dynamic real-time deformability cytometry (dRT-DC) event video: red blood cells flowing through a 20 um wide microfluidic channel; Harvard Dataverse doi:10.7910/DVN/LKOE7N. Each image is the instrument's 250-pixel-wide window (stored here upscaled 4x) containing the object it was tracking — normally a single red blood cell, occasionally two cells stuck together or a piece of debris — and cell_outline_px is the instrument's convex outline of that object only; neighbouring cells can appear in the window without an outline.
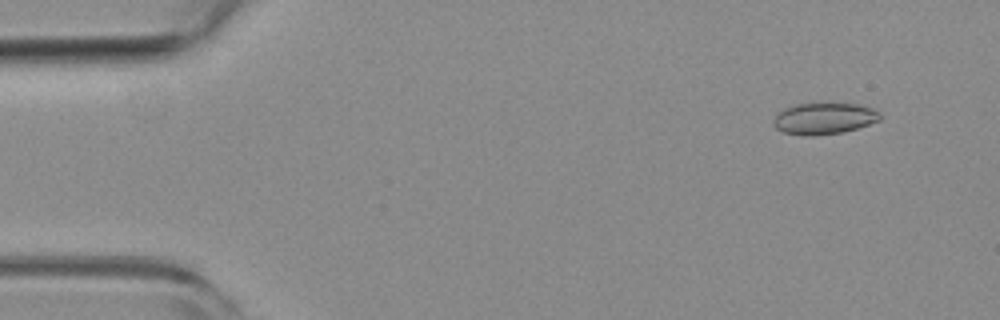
{"species": "common noctule bat (a hibernating species)", "species_latin": "Nyctalus noctula", "temperature_condition": "room temperature", "stored_images_in_passage": 55, "camera_frame_rate_fps": 3000, "um_per_image_px": 0.085, "animal": {"sex": "female", "body_mass_g": 19.3, "forearm_length_mm": 54.1}, "frame": {"image": 1, "passage_image": 5, "time_ms": 1.333, "image_size_px": [1000, 320], "cell_outline_px": [[880, 120], [844, 132], [812, 136], [804, 136], [784, 132], [776, 128], [772, 124], [772, 120], [784, 108], [796, 104], [856, 104], [872, 108], [880, 112]], "centroid_in_image_um": [70.02, 10.08], "position_along_channel_um": 15.0, "area_um2": 19.36}}
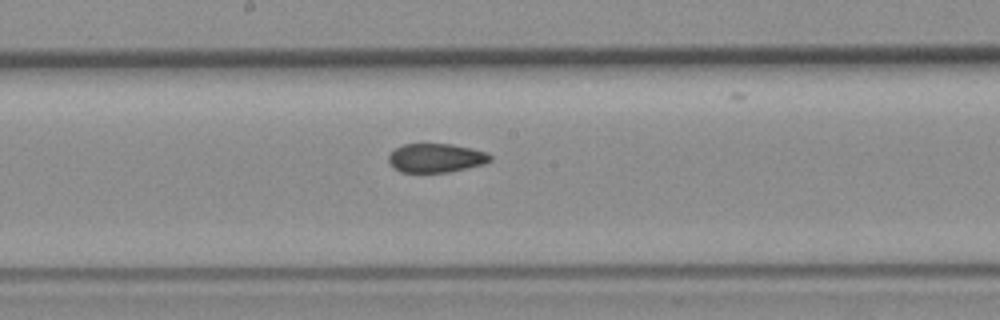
{"frame": {"image": 2, "passage_image": 29, "time_ms": 9.333, "image_size_px": [1000, 320], "cell_outline_px": [[492, 160], [484, 164], [468, 168], [448, 172], [400, 172], [392, 168], [388, 160], [388, 156], [396, 148], [404, 144], [452, 144], [472, 148], [488, 152], [492, 156]], "centroid_in_image_um": [37.08, 13.43], "position_along_channel_um": 211.1, "area_um2": 17.28}}
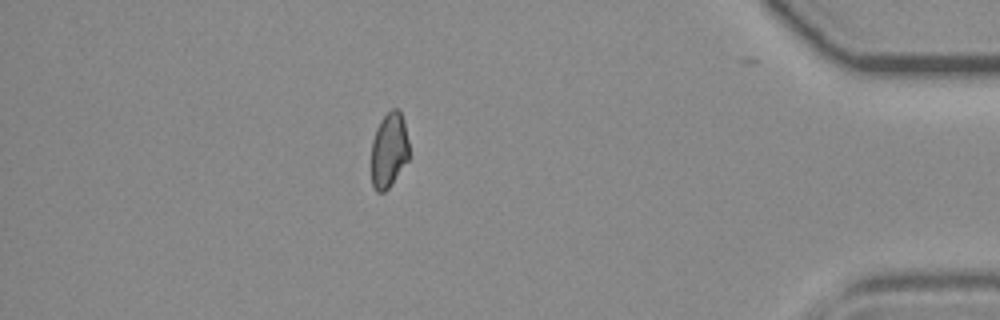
{"frame": {"image": 3, "passage_image": 48, "time_ms": 15.667, "image_size_px": [1000, 320], "cell_outline_px": [[408, 160], [388, 188], [384, 192], [376, 192], [372, 184], [372, 140], [376, 128], [380, 120], [392, 108], [396, 108], [400, 112], [404, 120], [408, 140]], "centroid_in_image_um": [33.06, 12.75], "position_along_channel_um": 402.1, "area_um2": 16.42}, "authors_computed_cell_mechanics": {"area_um2": 17.9758, "velocity_mm_per_s": 3.758, "shape_relaxation_time_tau1_ms": null, "shape_relaxation_time_tau2_ms": 2.4184, "deformation_change_tau1": null, "deformation_change_tau2": 0.0728}}